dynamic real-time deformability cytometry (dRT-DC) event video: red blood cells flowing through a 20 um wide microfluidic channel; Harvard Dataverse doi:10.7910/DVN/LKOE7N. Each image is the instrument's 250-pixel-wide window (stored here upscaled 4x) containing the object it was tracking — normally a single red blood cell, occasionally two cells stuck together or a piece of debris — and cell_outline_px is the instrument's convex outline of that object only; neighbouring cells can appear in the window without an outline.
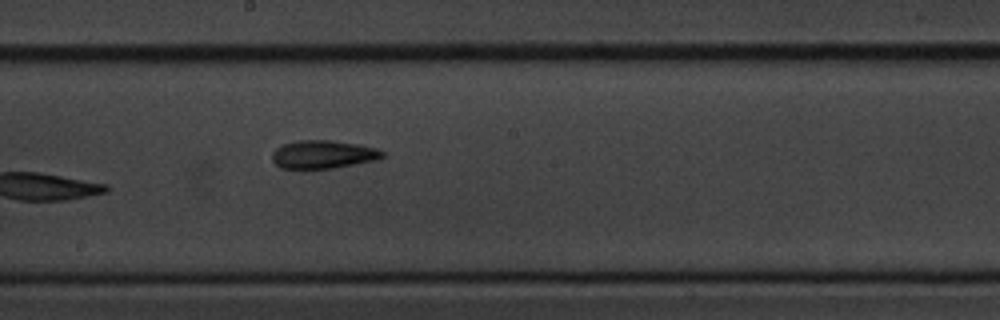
{"species": "common noctule bat (a hibernating species)", "species_latin": "Nyctalus noctula", "temperature_condition": "cold", "stored_images_in_passage": 8, "camera_frame_rate_fps": 3000, "um_per_image_px": 0.085, "animal": {"sex": "male", "body_mass_g": 20.1, "forearm_length_mm": 53.5}, "frame": {"image": 1, "passage_image": 8, "time_ms": 8.333, "image_size_px": [1000, 320], "cell_outline_px": [[384, 156], [376, 160], [332, 168], [280, 168], [272, 160], [272, 152], [276, 148], [284, 144], [296, 140], [332, 140], [360, 144], [376, 148], [384, 152]], "centroid_in_image_um": [27.46, 13.11], "position_along_channel_um": 220.7, "area_um2": 18.09}}